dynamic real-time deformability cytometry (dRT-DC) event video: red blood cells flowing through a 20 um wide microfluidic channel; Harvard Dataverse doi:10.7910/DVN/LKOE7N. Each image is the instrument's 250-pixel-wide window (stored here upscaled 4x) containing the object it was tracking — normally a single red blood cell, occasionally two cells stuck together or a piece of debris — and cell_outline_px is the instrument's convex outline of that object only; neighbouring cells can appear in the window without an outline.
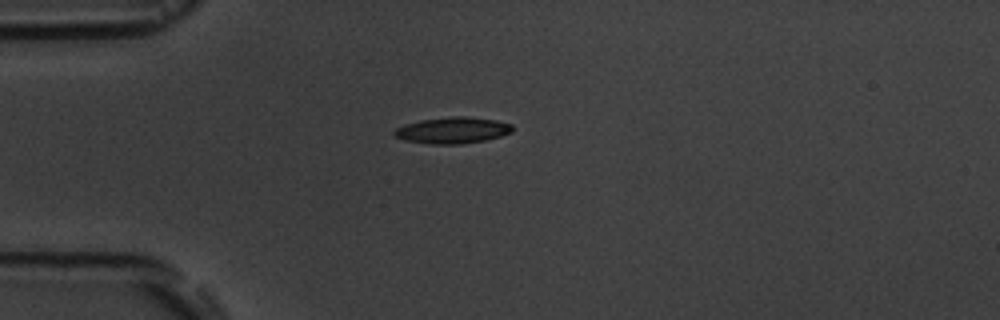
{"species": "common noctule bat (a hibernating species)", "species_latin": "Nyctalus noctula", "temperature_condition": "room temperature", "stored_images_in_passage": 1, "camera_frame_rate_fps": 3000, "um_per_image_px": 0.085, "animal": {"sex": "male", "body_mass_g": 19.5, "forearm_length_mm": 54.6}, "frame": {"image": 1, "passage_image": 1, "time_ms": 0.0, "image_size_px": [1000, 320], "cell_outline_px": [[512, 132], [500, 136], [484, 140], [460, 144], [432, 144], [404, 140], [396, 136], [392, 132], [396, 128], [404, 124], [420, 120], [452, 116], [464, 116], [496, 120], [512, 124]], "centroid_in_image_um": [38.45, 11.07], "position_along_channel_um": 46.5, "area_um2": 18.03}}